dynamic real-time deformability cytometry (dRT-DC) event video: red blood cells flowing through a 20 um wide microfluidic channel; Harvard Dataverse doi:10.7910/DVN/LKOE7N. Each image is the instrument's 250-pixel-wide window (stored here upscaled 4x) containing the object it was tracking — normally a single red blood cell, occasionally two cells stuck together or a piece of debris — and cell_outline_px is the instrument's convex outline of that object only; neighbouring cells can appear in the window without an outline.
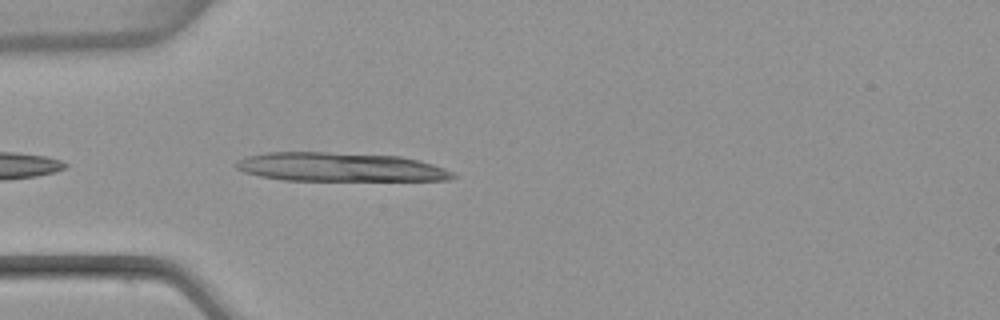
{"species": "common noctule bat (a hibernating species)", "species_latin": "Nyctalus noctula", "temperature_condition": "warm", "stored_images_in_passage": 4, "camera_frame_rate_fps": 3000, "um_per_image_px": 0.085, "animal": {"sex": "female", "body_mass_g": 22.7, "forearm_length_mm": 54.2}, "frame": {"image": 1, "passage_image": 4, "time_ms": 1.0, "image_size_px": [1000, 320], "cell_outline_px": [[456, 176], [448, 180], [284, 180], [260, 176], [244, 172], [236, 168], [236, 160], [248, 156], [268, 152], [324, 152], [400, 156], [420, 160], [444, 168], [452, 172]], "centroid_in_image_um": [28.89, 14.2], "position_along_channel_um": 56.1, "area_um2": 36.24}}